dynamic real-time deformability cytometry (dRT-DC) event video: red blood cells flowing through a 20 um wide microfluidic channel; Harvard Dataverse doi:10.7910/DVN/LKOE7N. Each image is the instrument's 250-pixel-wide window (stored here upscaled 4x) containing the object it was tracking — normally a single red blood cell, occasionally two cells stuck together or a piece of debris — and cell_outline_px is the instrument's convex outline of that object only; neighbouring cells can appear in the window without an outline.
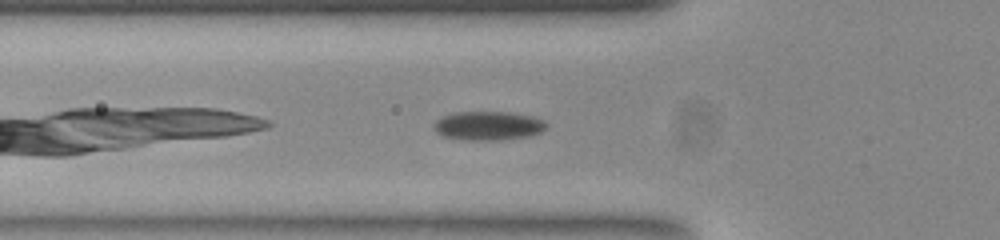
{"species": "common noctule bat (a hibernating species)", "species_latin": "Nyctalus noctula", "temperature_condition": "room temperature", "stored_images_in_passage": 27, "camera_frame_rate_fps": 3000, "um_per_image_px": 0.085, "animal": {"sex": "female", "body_mass_g": 23.0, "forearm_length_mm": 53.4}, "frame": {"image": 1, "passage_image": 4, "time_ms": 1.0, "image_size_px": [1000, 240], "cell_outline_px": [[544, 128], [540, 132], [528, 136], [500, 140], [472, 140], [444, 136], [436, 132], [436, 120], [444, 116], [456, 112], [508, 112], [532, 116], [540, 120], [544, 124]], "centroid_in_image_um": [41.48, 10.68], "position_along_channel_um": 84.3, "area_um2": 18.38}}
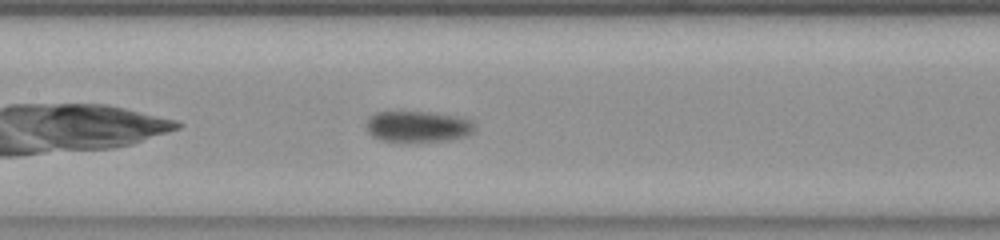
{"frame": {"image": 2, "passage_image": 11, "time_ms": 3.333, "image_size_px": [1000, 240], "cell_outline_px": [[476, 128], [472, 132], [464, 136], [448, 140], [384, 140], [376, 136], [368, 128], [368, 120], [376, 112], [436, 112], [472, 120]], "centroid_in_image_um": [35.61, 10.72], "position_along_channel_um": 171.8, "area_um2": 18.79}}
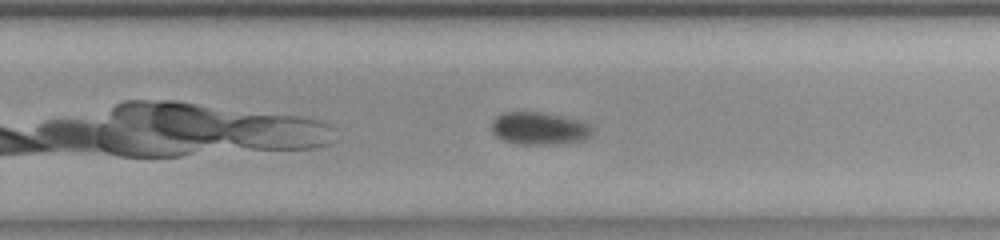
{"frame": {"image": 3, "passage_image": 20, "time_ms": 6.333, "image_size_px": [1000, 240], "cell_outline_px": [[592, 136], [584, 140], [544, 144], [520, 144], [504, 140], [496, 136], [492, 132], [492, 120], [496, 116], [504, 112], [540, 112], [560, 116], [576, 120], [588, 124], [592, 128]], "centroid_in_image_um": [45.8, 10.91], "position_along_channel_um": 284.0, "area_um2": 18.79}, "authors_computed_cell_mechanics": {"area_um2": 19.0162, "velocity_mm_per_s": 3.7516, "shape_relaxation_time_tau1_ms": 4.5239, "shape_relaxation_time_tau2_ms": 1.1134, "deformation_change_tau1": 0.0864, "deformation_change_tau2": 0.037}}